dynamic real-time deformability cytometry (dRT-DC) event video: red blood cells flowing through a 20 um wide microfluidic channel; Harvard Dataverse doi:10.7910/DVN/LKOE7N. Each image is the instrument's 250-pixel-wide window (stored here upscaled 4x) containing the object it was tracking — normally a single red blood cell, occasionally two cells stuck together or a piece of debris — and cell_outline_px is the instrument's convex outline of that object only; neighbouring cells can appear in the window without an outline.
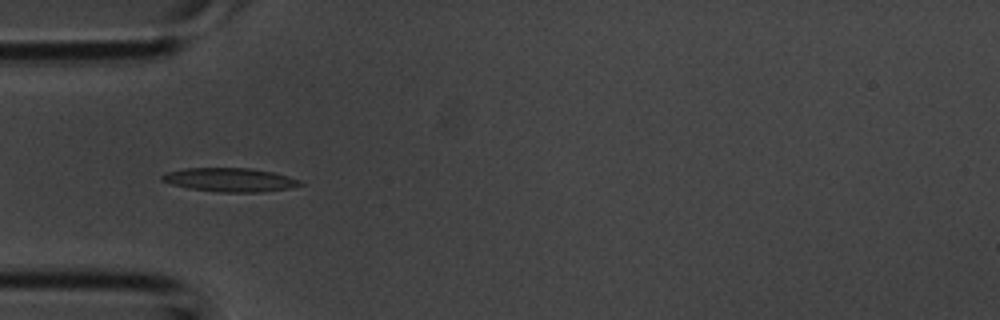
{"species": "common noctule bat (a hibernating species)", "species_latin": "Nyctalus noctula", "temperature_condition": "room temperature", "stored_images_in_passage": 4, "camera_frame_rate_fps": 3000, "um_per_image_px": 0.085, "animal": {"sex": "male", "body_mass_g": 20.1, "forearm_length_mm": 53.5}, "frame": {"image": 1, "passage_image": 3, "time_ms": 0.667, "image_size_px": [1000, 320], "cell_outline_px": [[304, 184], [288, 188], [260, 192], [220, 192], [188, 188], [172, 184], [160, 180], [160, 176], [164, 172], [184, 168], [248, 168], [272, 172], [288, 176], [300, 180]], "centroid_in_image_um": [19.49, 15.28], "position_along_channel_um": 65.5, "area_um2": 19.07}}
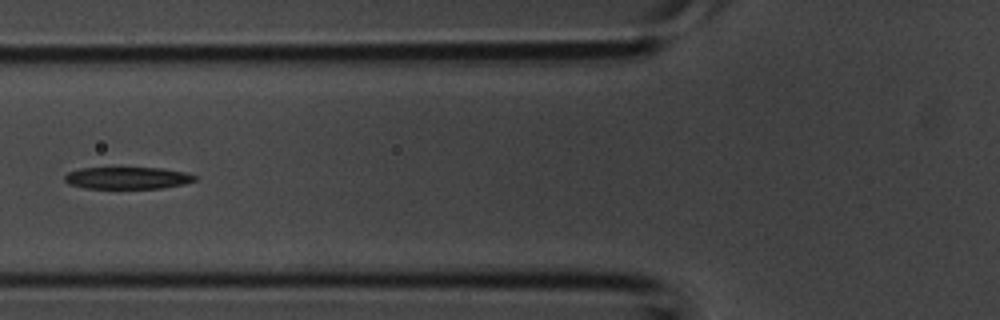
{"frame": {"image": 2, "passage_image": 4, "time_ms": 1.0, "image_size_px": [1000, 320], "cell_outline_px": [[196, 180], [184, 184], [164, 188], [84, 188], [68, 184], [64, 180], [64, 176], [68, 172], [80, 168], [160, 168], [184, 172], [196, 176]], "centroid_in_image_um": [10.81, 15.13], "position_along_channel_um": 115.0, "area_um2": 16.65}}